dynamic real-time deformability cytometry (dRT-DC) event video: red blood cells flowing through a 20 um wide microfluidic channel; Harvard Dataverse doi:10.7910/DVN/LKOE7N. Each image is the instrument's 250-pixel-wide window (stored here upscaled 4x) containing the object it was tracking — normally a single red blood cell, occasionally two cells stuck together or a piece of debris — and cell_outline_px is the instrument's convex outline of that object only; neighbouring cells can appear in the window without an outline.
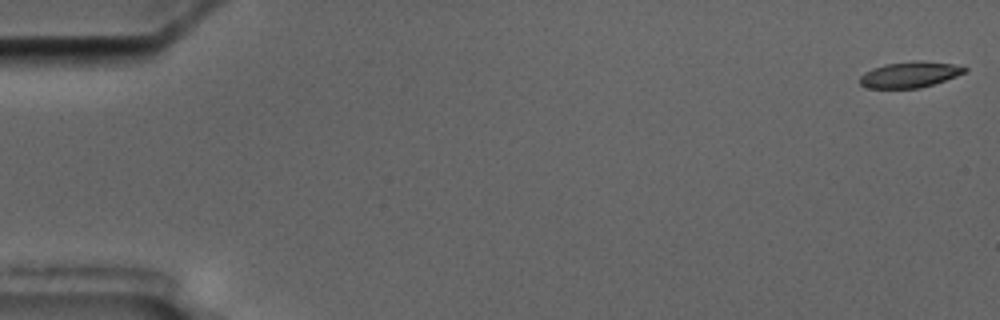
{"species": "common noctule bat (a hibernating species)", "species_latin": "Nyctalus noctula", "temperature_condition": "cold", "stored_images_in_passage": 2, "camera_frame_rate_fps": 3000, "um_per_image_px": 0.085, "animal": {"sex": "male", "body_mass_g": 17.5, "forearm_length_mm": 52.3}, "frame": {"image": 1, "passage_image": 1, "time_ms": 0.0, "image_size_px": [1000, 320], "cell_outline_px": [[968, 72], [920, 88], [868, 88], [860, 84], [860, 76], [864, 72], [872, 68], [884, 64], [912, 60], [924, 60], [952, 64], [968, 68]], "centroid_in_image_um": [77.33, 6.32], "position_along_channel_um": 7.7, "area_um2": 15.95}}